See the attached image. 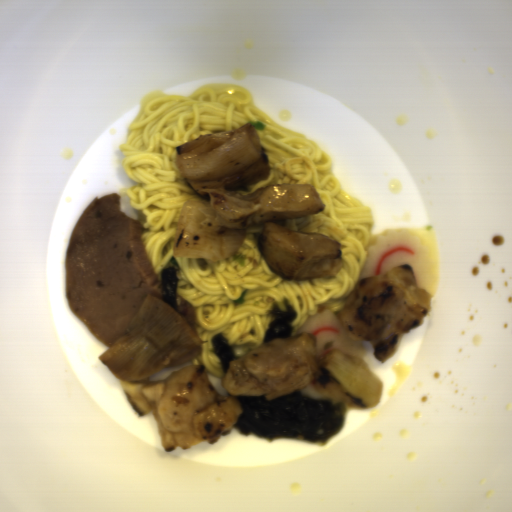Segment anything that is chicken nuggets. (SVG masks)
Listing matches in <instances>:
<instances>
[{
	"label": "chicken nuggets",
	"instance_id": "chicken-nuggets-1",
	"mask_svg": "<svg viewBox=\"0 0 512 512\" xmlns=\"http://www.w3.org/2000/svg\"><path fill=\"white\" fill-rule=\"evenodd\" d=\"M316 354V343L305 332L272 339L229 362L221 383L229 396H221L205 367L197 364L183 366L163 381L119 383L138 415L155 416L162 446L169 453L219 441L243 413L238 397L273 401L309 385L318 370Z\"/></svg>",
	"mask_w": 512,
	"mask_h": 512
},
{
	"label": "chicken nuggets",
	"instance_id": "chicken-nuggets-2",
	"mask_svg": "<svg viewBox=\"0 0 512 512\" xmlns=\"http://www.w3.org/2000/svg\"><path fill=\"white\" fill-rule=\"evenodd\" d=\"M246 199L259 204L247 216L235 220L233 228L262 224L257 243L263 258L279 277L310 280L337 275L344 263L342 245L319 232H297L275 220L320 213L324 203L314 186L277 183L259 188Z\"/></svg>",
	"mask_w": 512,
	"mask_h": 512
},
{
	"label": "chicken nuggets",
	"instance_id": "chicken-nuggets-3",
	"mask_svg": "<svg viewBox=\"0 0 512 512\" xmlns=\"http://www.w3.org/2000/svg\"><path fill=\"white\" fill-rule=\"evenodd\" d=\"M432 301L408 263L360 279L337 318L349 338L371 344L375 360L388 361L402 335L421 326Z\"/></svg>",
	"mask_w": 512,
	"mask_h": 512
}]
</instances>
